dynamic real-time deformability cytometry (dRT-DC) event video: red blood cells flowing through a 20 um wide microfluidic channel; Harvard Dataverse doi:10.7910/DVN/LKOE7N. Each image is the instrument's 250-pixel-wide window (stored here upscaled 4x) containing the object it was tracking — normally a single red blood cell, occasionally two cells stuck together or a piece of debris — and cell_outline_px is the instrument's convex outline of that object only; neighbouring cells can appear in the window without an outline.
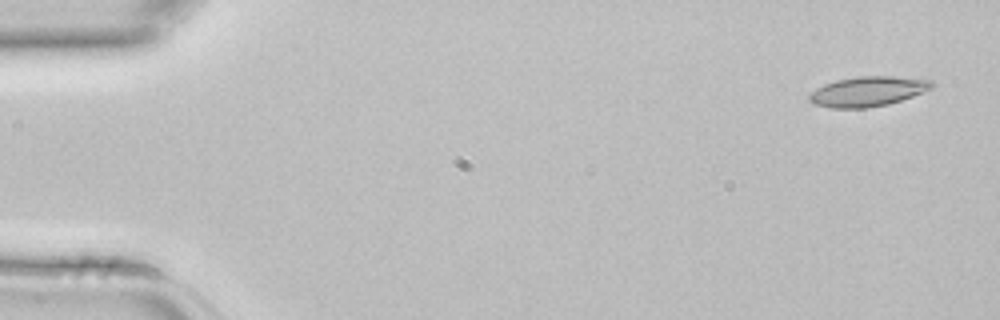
{"species": "common noctule bat (a hibernating species)", "species_latin": "Nyctalus noctula", "temperature_condition": "room temperature", "stored_images_in_passage": 4, "camera_frame_rate_fps": 3000, "um_per_image_px": 0.085, "animal": {"sex": "female", "body_mass_g": 22.7, "forearm_length_mm": 54.2}, "frame": {"image": 1, "passage_image": 1, "time_ms": 0.0, "image_size_px": [1000, 320], "cell_outline_px": [[936, 84], [932, 88], [912, 96], [888, 104], [868, 108], [832, 108], [812, 104], [808, 100], [808, 96], [816, 88], [824, 84], [836, 80], [856, 76], [896, 76], [932, 80]], "centroid_in_image_um": [73.75, 7.77], "position_along_channel_um": 11.3, "area_um2": 21.5}}
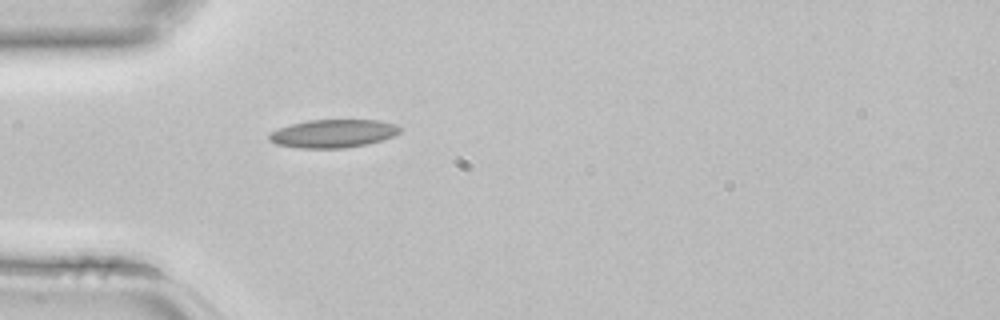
{"frame": {"image": 2, "passage_image": 4, "time_ms": 1.0, "image_size_px": [1000, 320], "cell_outline_px": [[400, 132], [392, 136], [368, 144], [344, 148], [296, 148], [276, 144], [268, 140], [268, 136], [272, 132], [280, 128], [292, 124], [308, 120], [380, 120], [396, 124], [400, 128]], "centroid_in_image_um": [28.31, 11.35], "position_along_channel_um": 56.7, "area_um2": 21.39}}